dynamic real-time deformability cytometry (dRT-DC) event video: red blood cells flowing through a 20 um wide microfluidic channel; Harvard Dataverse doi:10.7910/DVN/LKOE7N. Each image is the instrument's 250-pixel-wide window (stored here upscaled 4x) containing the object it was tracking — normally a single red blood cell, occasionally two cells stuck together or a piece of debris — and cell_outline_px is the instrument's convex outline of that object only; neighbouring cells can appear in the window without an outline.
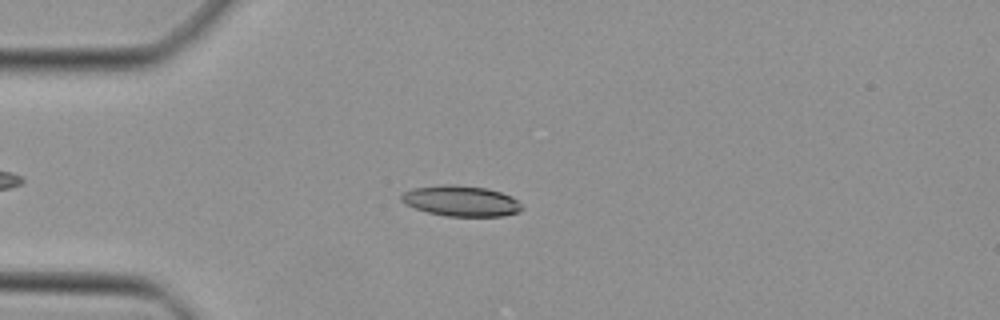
{"species": "Egyptian fruit bat (a non-hibernating species)", "species_latin": "Rousettus aegyptiacus", "temperature_condition": "cold", "stored_images_in_passage": 44, "camera_frame_rate_fps": 3000, "um_per_image_px": 0.085, "animal": {"sex": "female"}, "frame": {"image": 1, "passage_image": 9, "time_ms": 2.667, "image_size_px": [1000, 320], "cell_outline_px": [[524, 208], [520, 212], [504, 216], [444, 216], [428, 212], [416, 208], [400, 200], [400, 196], [404, 192], [412, 188], [444, 184], [452, 184], [484, 188], [500, 192], [512, 196]], "centroid_in_image_um": [39.2, 17.08], "position_along_channel_um": 45.8, "area_um2": 21.44}}
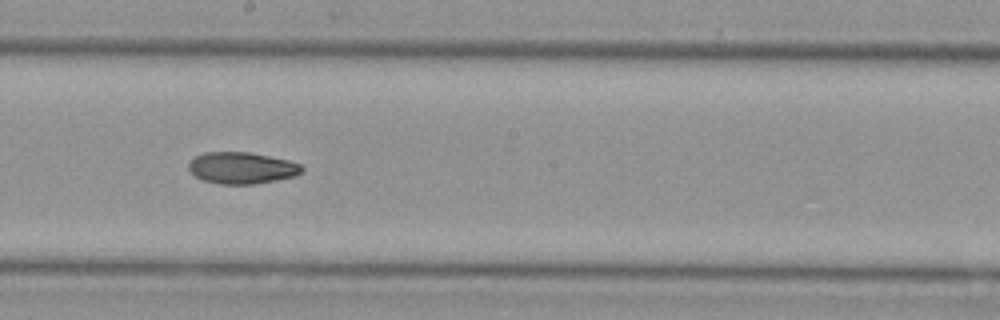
{"frame": {"image": 2, "passage_image": 23, "time_ms": 7.333, "image_size_px": [1000, 320], "cell_outline_px": [[304, 172], [296, 176], [276, 180], [252, 184], [220, 184], [204, 180], [196, 176], [188, 168], [188, 164], [196, 156], [204, 152], [248, 152], [288, 160], [300, 164], [304, 168]], "centroid_in_image_um": [20.58, 14.27], "position_along_channel_um": 227.6, "area_um2": 20.75}}
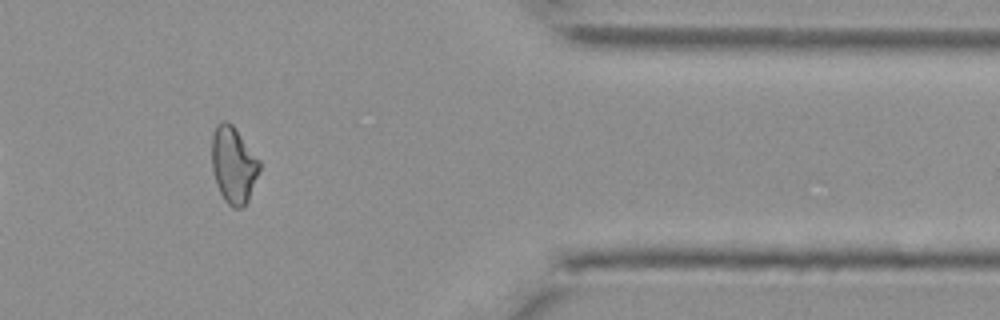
{"frame": {"image": 3, "passage_image": 36, "time_ms": 11.667, "image_size_px": [1000, 320], "cell_outline_px": [[260, 168], [248, 200], [240, 208], [232, 208], [224, 200], [216, 184], [212, 168], [212, 136], [216, 124], [220, 120], [228, 120], [232, 124], [260, 160]], "centroid_in_image_um": [19.83, 13.99], "position_along_channel_um": 391.6, "area_um2": 21.27}}